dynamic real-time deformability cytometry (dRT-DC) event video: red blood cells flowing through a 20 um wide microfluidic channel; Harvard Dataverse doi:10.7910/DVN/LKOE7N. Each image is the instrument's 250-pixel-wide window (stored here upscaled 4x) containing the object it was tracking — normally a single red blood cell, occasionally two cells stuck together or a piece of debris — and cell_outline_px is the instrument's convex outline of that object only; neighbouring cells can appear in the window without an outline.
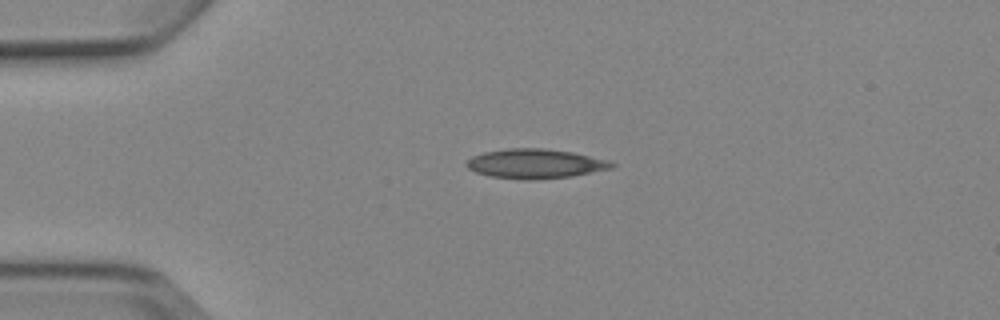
{"species": "Egyptian fruit bat (a non-hibernating species)", "species_latin": "Rousettus aegyptiacus", "temperature_condition": "cold", "stored_images_in_passage": 5, "camera_frame_rate_fps": 3000, "um_per_image_px": 0.085, "animal": {"sex": "female"}, "frame": {"image": 1, "passage_image": 3, "time_ms": 2.333, "image_size_px": [1000, 320], "cell_outline_px": [[616, 164], [612, 168], [572, 176], [536, 180], [524, 180], [488, 176], [476, 172], [468, 168], [464, 164], [472, 156], [484, 152], [508, 148], [544, 148], [572, 152], [608, 160]], "centroid_in_image_um": [45.47, 13.92], "position_along_channel_um": 39.5, "area_um2": 25.03}}
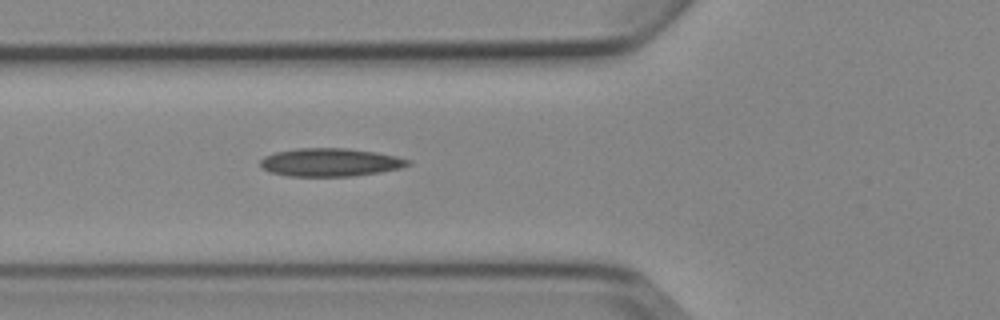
{"frame": {"image": 2, "passage_image": 5, "time_ms": 4.667, "image_size_px": [1000, 320], "cell_outline_px": [[412, 164], [400, 168], [380, 172], [352, 176], [288, 176], [272, 172], [264, 168], [260, 164], [260, 160], [264, 156], [276, 152], [296, 148], [348, 148], [376, 152], [396, 156], [412, 160]], "centroid_in_image_um": [28.11, 13.79], "position_along_channel_um": 97.7, "area_um2": 24.22}}